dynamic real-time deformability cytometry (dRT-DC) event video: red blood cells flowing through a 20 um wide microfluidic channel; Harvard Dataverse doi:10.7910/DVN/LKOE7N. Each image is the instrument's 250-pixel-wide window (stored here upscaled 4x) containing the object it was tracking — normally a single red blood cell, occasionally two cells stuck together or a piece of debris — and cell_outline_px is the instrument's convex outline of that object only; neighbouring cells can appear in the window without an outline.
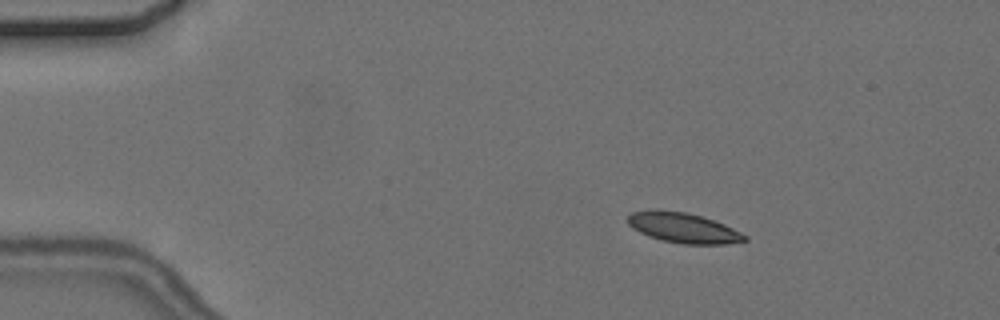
{"species": "common noctule bat (a hibernating species)", "species_latin": "Nyctalus noctula", "temperature_condition": "cold", "stored_images_in_passage": 6, "camera_frame_rate_fps": 3000, "um_per_image_px": 0.085, "animal": {"sex": "female", "body_mass_g": 24.6, "forearm_length_mm": 56.2}, "frame": {"image": 1, "passage_image": 3, "time_ms": 2.333, "image_size_px": [1000, 320], "cell_outline_px": [[748, 240], [724, 244], [684, 244], [664, 240], [648, 236], [632, 228], [628, 224], [628, 216], [632, 212], [656, 208], [684, 212], [700, 216], [724, 224], [748, 236]], "centroid_in_image_um": [58.05, 19.35], "position_along_channel_um": 26.9, "area_um2": 20.46}}